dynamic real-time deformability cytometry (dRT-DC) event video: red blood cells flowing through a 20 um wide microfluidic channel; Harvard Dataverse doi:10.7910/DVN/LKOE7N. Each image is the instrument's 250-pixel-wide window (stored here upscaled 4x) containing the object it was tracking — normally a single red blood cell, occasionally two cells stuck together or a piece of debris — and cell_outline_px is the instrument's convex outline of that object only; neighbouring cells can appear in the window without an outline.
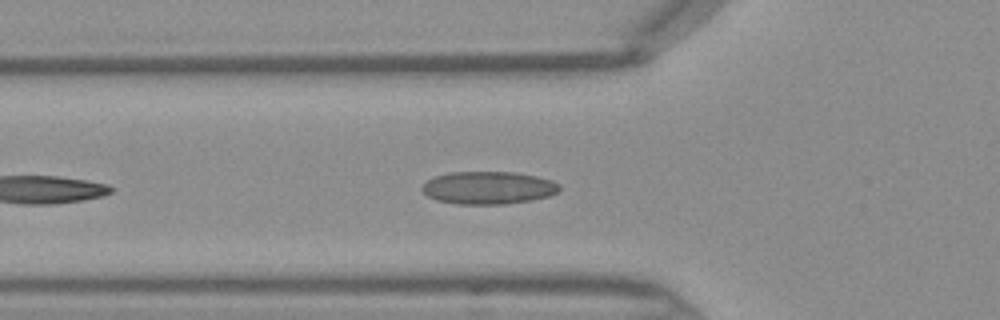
{"species": "Egyptian fruit bat (a non-hibernating species)", "species_latin": "Rousettus aegyptiacus", "temperature_condition": "warm", "stored_images_in_passage": 23, "camera_frame_rate_fps": 3000, "um_per_image_px": 0.085, "frame": {"image": 1, "passage_image": 5, "time_ms": 1.333, "image_size_px": [1000, 320], "cell_outline_px": [[560, 188], [556, 192], [548, 196], [532, 200], [504, 204], [456, 204], [436, 200], [428, 196], [420, 188], [428, 180], [436, 176], [448, 172], [516, 172], [536, 176], [552, 180], [560, 184]], "centroid_in_image_um": [41.5, 15.96], "position_along_channel_um": 84.3, "area_um2": 26.18}}
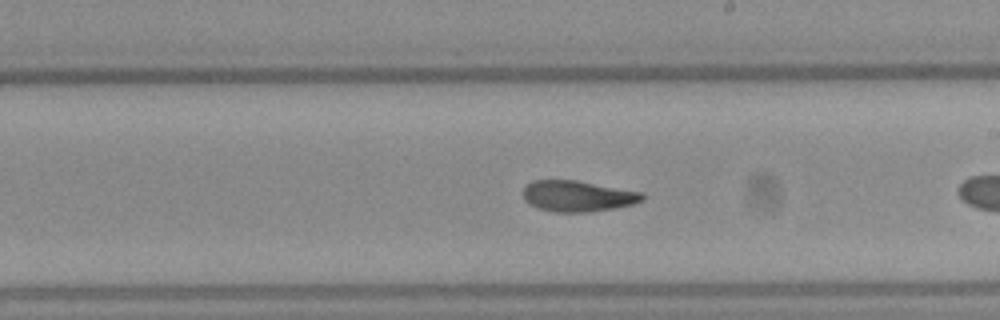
{"frame": {"image": 2, "passage_image": 13, "time_ms": 4.0, "image_size_px": [1000, 320], "cell_outline_px": [[644, 200], [632, 204], [612, 208], [588, 212], [552, 212], [536, 208], [528, 204], [524, 200], [524, 188], [532, 180], [576, 180], [644, 192]], "centroid_in_image_um": [49.09, 16.67], "position_along_channel_um": 239.9, "area_um2": 21.62}}
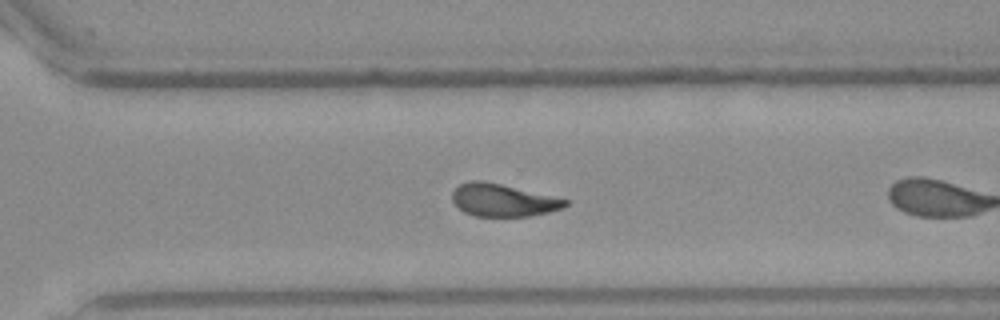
{"frame": {"image": 3, "passage_image": 19, "time_ms": 6.0, "image_size_px": [1000, 320], "cell_outline_px": [[568, 204], [564, 208], [548, 212], [528, 216], [476, 216], [464, 212], [452, 200], [452, 192], [460, 184], [472, 180], [484, 180], [568, 200]], "centroid_in_image_um": [42.73, 17.01], "position_along_channel_um": 327.9, "area_um2": 21.15}}